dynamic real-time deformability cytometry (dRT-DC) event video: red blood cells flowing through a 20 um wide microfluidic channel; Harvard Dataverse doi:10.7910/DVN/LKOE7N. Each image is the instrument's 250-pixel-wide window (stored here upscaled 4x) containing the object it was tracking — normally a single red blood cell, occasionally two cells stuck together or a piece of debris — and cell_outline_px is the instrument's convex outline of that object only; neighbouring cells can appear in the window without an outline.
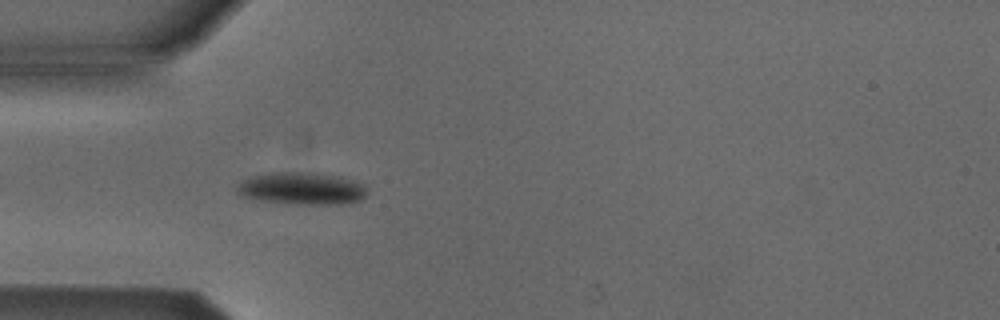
{"species": "Egyptian fruit bat (a non-hibernating species)", "species_latin": "Rousettus aegyptiacus", "temperature_condition": "cold", "stored_images_in_passage": 41, "camera_frame_rate_fps": 3000, "um_per_image_px": 0.085, "animal": {"sex": "male"}, "frame": {"image": 1, "passage_image": 4, "time_ms": 1.0, "image_size_px": [1000, 320], "cell_outline_px": [[364, 196], [360, 200], [344, 204], [288, 204], [264, 200], [244, 196], [236, 188], [244, 180], [252, 176], [276, 172], [300, 172], [336, 176], [364, 184]], "centroid_in_image_um": [25.66, 16.03], "position_along_channel_um": 59.3, "area_um2": 23.76}}
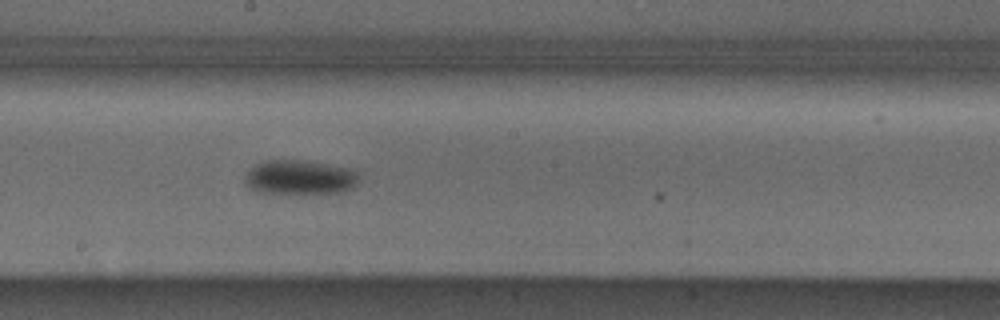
{"frame": {"image": 2, "passage_image": 17, "time_ms": 5.333, "image_size_px": [1000, 320], "cell_outline_px": [[360, 180], [352, 188], [344, 192], [256, 192], [244, 180], [244, 176], [256, 164], [268, 160], [304, 160], [356, 168], [360, 172]], "centroid_in_image_um": [25.59, 15.04], "position_along_channel_um": 222.6, "area_um2": 22.89}}
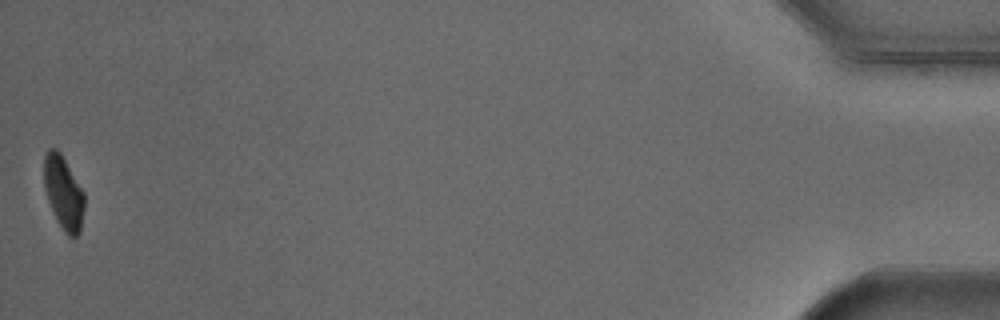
{"frame": {"image": 3, "passage_image": 41, "time_ms": 13.333, "image_size_px": [1000, 320], "cell_outline_px": [[84, 208], [80, 232], [76, 236], [68, 236], [64, 232], [56, 220], [48, 200], [44, 188], [44, 156], [48, 148], [56, 148], [60, 152], [84, 192]], "centroid_in_image_um": [5.39, 16.38], "position_along_channel_um": 429.8, "area_um2": 17.22}, "authors_computed_cell_mechanics": {"area_um2": 22.3108, "velocity_mm_per_s": 3.8478, "shape_relaxation_time_tau1_ms": 2.9894, "shape_relaxation_time_tau2_ms": null, "deformation_change_tau1": 0.111, "deformation_change_tau2": null}}